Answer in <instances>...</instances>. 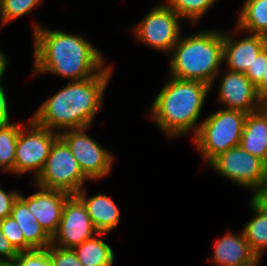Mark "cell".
<instances>
[{
    "mask_svg": "<svg viewBox=\"0 0 267 266\" xmlns=\"http://www.w3.org/2000/svg\"><path fill=\"white\" fill-rule=\"evenodd\" d=\"M239 13L235 31L267 37V0H246Z\"/></svg>",
    "mask_w": 267,
    "mask_h": 266,
    "instance_id": "obj_20",
    "label": "cell"
},
{
    "mask_svg": "<svg viewBox=\"0 0 267 266\" xmlns=\"http://www.w3.org/2000/svg\"><path fill=\"white\" fill-rule=\"evenodd\" d=\"M8 58L5 56V54L0 50V85L2 84V78L3 74L6 71L7 65H8Z\"/></svg>",
    "mask_w": 267,
    "mask_h": 266,
    "instance_id": "obj_34",
    "label": "cell"
},
{
    "mask_svg": "<svg viewBox=\"0 0 267 266\" xmlns=\"http://www.w3.org/2000/svg\"><path fill=\"white\" fill-rule=\"evenodd\" d=\"M264 176H265V181H267V156L266 159L264 160Z\"/></svg>",
    "mask_w": 267,
    "mask_h": 266,
    "instance_id": "obj_37",
    "label": "cell"
},
{
    "mask_svg": "<svg viewBox=\"0 0 267 266\" xmlns=\"http://www.w3.org/2000/svg\"><path fill=\"white\" fill-rule=\"evenodd\" d=\"M259 98L263 101L267 98V70L261 80V83L256 87Z\"/></svg>",
    "mask_w": 267,
    "mask_h": 266,
    "instance_id": "obj_33",
    "label": "cell"
},
{
    "mask_svg": "<svg viewBox=\"0 0 267 266\" xmlns=\"http://www.w3.org/2000/svg\"><path fill=\"white\" fill-rule=\"evenodd\" d=\"M87 128L69 129L59 136L69 146L88 180H98L110 172L114 156L86 133Z\"/></svg>",
    "mask_w": 267,
    "mask_h": 266,
    "instance_id": "obj_10",
    "label": "cell"
},
{
    "mask_svg": "<svg viewBox=\"0 0 267 266\" xmlns=\"http://www.w3.org/2000/svg\"><path fill=\"white\" fill-rule=\"evenodd\" d=\"M43 0H0L1 27L32 11Z\"/></svg>",
    "mask_w": 267,
    "mask_h": 266,
    "instance_id": "obj_24",
    "label": "cell"
},
{
    "mask_svg": "<svg viewBox=\"0 0 267 266\" xmlns=\"http://www.w3.org/2000/svg\"><path fill=\"white\" fill-rule=\"evenodd\" d=\"M87 179L69 146L59 136L51 147L42 171L33 181L36 187L76 195L84 188V181Z\"/></svg>",
    "mask_w": 267,
    "mask_h": 266,
    "instance_id": "obj_6",
    "label": "cell"
},
{
    "mask_svg": "<svg viewBox=\"0 0 267 266\" xmlns=\"http://www.w3.org/2000/svg\"><path fill=\"white\" fill-rule=\"evenodd\" d=\"M259 206L267 211V181L252 194L251 197Z\"/></svg>",
    "mask_w": 267,
    "mask_h": 266,
    "instance_id": "obj_32",
    "label": "cell"
},
{
    "mask_svg": "<svg viewBox=\"0 0 267 266\" xmlns=\"http://www.w3.org/2000/svg\"><path fill=\"white\" fill-rule=\"evenodd\" d=\"M267 70V46L258 54L255 61L252 65L249 66L245 75L248 77L250 82L257 87L263 76L265 71Z\"/></svg>",
    "mask_w": 267,
    "mask_h": 266,
    "instance_id": "obj_28",
    "label": "cell"
},
{
    "mask_svg": "<svg viewBox=\"0 0 267 266\" xmlns=\"http://www.w3.org/2000/svg\"><path fill=\"white\" fill-rule=\"evenodd\" d=\"M18 223L25 238V251L47 249L51 237L41 227L27 204L18 196L13 204L11 215Z\"/></svg>",
    "mask_w": 267,
    "mask_h": 266,
    "instance_id": "obj_17",
    "label": "cell"
},
{
    "mask_svg": "<svg viewBox=\"0 0 267 266\" xmlns=\"http://www.w3.org/2000/svg\"><path fill=\"white\" fill-rule=\"evenodd\" d=\"M112 75L111 66L82 81L69 83L44 101L32 119L42 127L58 132L89 127L101 110L103 95ZM57 128V130H55ZM61 129H63L61 131Z\"/></svg>",
    "mask_w": 267,
    "mask_h": 266,
    "instance_id": "obj_2",
    "label": "cell"
},
{
    "mask_svg": "<svg viewBox=\"0 0 267 266\" xmlns=\"http://www.w3.org/2000/svg\"><path fill=\"white\" fill-rule=\"evenodd\" d=\"M105 234H95L93 238L87 239L73 248L83 266H112L114 264L113 250L101 239L102 235L105 236Z\"/></svg>",
    "mask_w": 267,
    "mask_h": 266,
    "instance_id": "obj_19",
    "label": "cell"
},
{
    "mask_svg": "<svg viewBox=\"0 0 267 266\" xmlns=\"http://www.w3.org/2000/svg\"><path fill=\"white\" fill-rule=\"evenodd\" d=\"M218 101L225 109L239 110L245 113L258 111L262 107L256 87L244 73L227 70L220 80Z\"/></svg>",
    "mask_w": 267,
    "mask_h": 266,
    "instance_id": "obj_12",
    "label": "cell"
},
{
    "mask_svg": "<svg viewBox=\"0 0 267 266\" xmlns=\"http://www.w3.org/2000/svg\"><path fill=\"white\" fill-rule=\"evenodd\" d=\"M217 0H166L165 3L180 17L197 24Z\"/></svg>",
    "mask_w": 267,
    "mask_h": 266,
    "instance_id": "obj_23",
    "label": "cell"
},
{
    "mask_svg": "<svg viewBox=\"0 0 267 266\" xmlns=\"http://www.w3.org/2000/svg\"><path fill=\"white\" fill-rule=\"evenodd\" d=\"M18 196V191L13 190L12 192H6L0 186V220H3L7 216L11 215L13 204Z\"/></svg>",
    "mask_w": 267,
    "mask_h": 266,
    "instance_id": "obj_29",
    "label": "cell"
},
{
    "mask_svg": "<svg viewBox=\"0 0 267 266\" xmlns=\"http://www.w3.org/2000/svg\"><path fill=\"white\" fill-rule=\"evenodd\" d=\"M255 216L242 229L251 250L261 260L267 249V211L252 198L250 201Z\"/></svg>",
    "mask_w": 267,
    "mask_h": 266,
    "instance_id": "obj_21",
    "label": "cell"
},
{
    "mask_svg": "<svg viewBox=\"0 0 267 266\" xmlns=\"http://www.w3.org/2000/svg\"><path fill=\"white\" fill-rule=\"evenodd\" d=\"M156 5L134 26L136 38L161 52H171L180 37V17L165 3Z\"/></svg>",
    "mask_w": 267,
    "mask_h": 266,
    "instance_id": "obj_8",
    "label": "cell"
},
{
    "mask_svg": "<svg viewBox=\"0 0 267 266\" xmlns=\"http://www.w3.org/2000/svg\"><path fill=\"white\" fill-rule=\"evenodd\" d=\"M212 86L170 77L151 104V119L170 137L196 134L204 102Z\"/></svg>",
    "mask_w": 267,
    "mask_h": 266,
    "instance_id": "obj_3",
    "label": "cell"
},
{
    "mask_svg": "<svg viewBox=\"0 0 267 266\" xmlns=\"http://www.w3.org/2000/svg\"><path fill=\"white\" fill-rule=\"evenodd\" d=\"M170 54V76L212 86L223 63V31L203 30L180 36Z\"/></svg>",
    "mask_w": 267,
    "mask_h": 266,
    "instance_id": "obj_4",
    "label": "cell"
},
{
    "mask_svg": "<svg viewBox=\"0 0 267 266\" xmlns=\"http://www.w3.org/2000/svg\"><path fill=\"white\" fill-rule=\"evenodd\" d=\"M22 124L0 125V168L14 174L15 150Z\"/></svg>",
    "mask_w": 267,
    "mask_h": 266,
    "instance_id": "obj_22",
    "label": "cell"
},
{
    "mask_svg": "<svg viewBox=\"0 0 267 266\" xmlns=\"http://www.w3.org/2000/svg\"><path fill=\"white\" fill-rule=\"evenodd\" d=\"M261 110L267 114V98L262 101V107Z\"/></svg>",
    "mask_w": 267,
    "mask_h": 266,
    "instance_id": "obj_36",
    "label": "cell"
},
{
    "mask_svg": "<svg viewBox=\"0 0 267 266\" xmlns=\"http://www.w3.org/2000/svg\"><path fill=\"white\" fill-rule=\"evenodd\" d=\"M0 266H18L15 261L11 262H0Z\"/></svg>",
    "mask_w": 267,
    "mask_h": 266,
    "instance_id": "obj_35",
    "label": "cell"
},
{
    "mask_svg": "<svg viewBox=\"0 0 267 266\" xmlns=\"http://www.w3.org/2000/svg\"><path fill=\"white\" fill-rule=\"evenodd\" d=\"M230 34L223 33V62L225 61L228 70L245 74L258 54L267 46V37L249 34L236 40Z\"/></svg>",
    "mask_w": 267,
    "mask_h": 266,
    "instance_id": "obj_14",
    "label": "cell"
},
{
    "mask_svg": "<svg viewBox=\"0 0 267 266\" xmlns=\"http://www.w3.org/2000/svg\"><path fill=\"white\" fill-rule=\"evenodd\" d=\"M216 266H259L261 260L251 250L243 231L220 237L215 243L213 259Z\"/></svg>",
    "mask_w": 267,
    "mask_h": 266,
    "instance_id": "obj_15",
    "label": "cell"
},
{
    "mask_svg": "<svg viewBox=\"0 0 267 266\" xmlns=\"http://www.w3.org/2000/svg\"><path fill=\"white\" fill-rule=\"evenodd\" d=\"M58 137V132L39 126L30 118L28 125L22 126L19 130L15 150L14 174L22 175L34 171V179H36Z\"/></svg>",
    "mask_w": 267,
    "mask_h": 266,
    "instance_id": "obj_7",
    "label": "cell"
},
{
    "mask_svg": "<svg viewBox=\"0 0 267 266\" xmlns=\"http://www.w3.org/2000/svg\"><path fill=\"white\" fill-rule=\"evenodd\" d=\"M18 252L10 244L9 240L3 235L0 227V262L14 261Z\"/></svg>",
    "mask_w": 267,
    "mask_h": 266,
    "instance_id": "obj_30",
    "label": "cell"
},
{
    "mask_svg": "<svg viewBox=\"0 0 267 266\" xmlns=\"http://www.w3.org/2000/svg\"><path fill=\"white\" fill-rule=\"evenodd\" d=\"M9 116L7 96L4 86L0 85V125L11 123Z\"/></svg>",
    "mask_w": 267,
    "mask_h": 266,
    "instance_id": "obj_31",
    "label": "cell"
},
{
    "mask_svg": "<svg viewBox=\"0 0 267 266\" xmlns=\"http://www.w3.org/2000/svg\"><path fill=\"white\" fill-rule=\"evenodd\" d=\"M14 261L18 266H52L48 255V249H33L18 252Z\"/></svg>",
    "mask_w": 267,
    "mask_h": 266,
    "instance_id": "obj_26",
    "label": "cell"
},
{
    "mask_svg": "<svg viewBox=\"0 0 267 266\" xmlns=\"http://www.w3.org/2000/svg\"><path fill=\"white\" fill-rule=\"evenodd\" d=\"M98 233L83 202L76 195H70L65 201L62 217L57 232L51 238V244L73 249Z\"/></svg>",
    "mask_w": 267,
    "mask_h": 266,
    "instance_id": "obj_11",
    "label": "cell"
},
{
    "mask_svg": "<svg viewBox=\"0 0 267 266\" xmlns=\"http://www.w3.org/2000/svg\"><path fill=\"white\" fill-rule=\"evenodd\" d=\"M47 249L52 266H83L73 249L60 248L52 244Z\"/></svg>",
    "mask_w": 267,
    "mask_h": 266,
    "instance_id": "obj_27",
    "label": "cell"
},
{
    "mask_svg": "<svg viewBox=\"0 0 267 266\" xmlns=\"http://www.w3.org/2000/svg\"><path fill=\"white\" fill-rule=\"evenodd\" d=\"M0 227L3 235L17 252L25 251V238L18 223L12 216L0 220Z\"/></svg>",
    "mask_w": 267,
    "mask_h": 266,
    "instance_id": "obj_25",
    "label": "cell"
},
{
    "mask_svg": "<svg viewBox=\"0 0 267 266\" xmlns=\"http://www.w3.org/2000/svg\"><path fill=\"white\" fill-rule=\"evenodd\" d=\"M83 189L76 196L85 205L95 229L99 233H107L116 228L120 222V211L115 202L102 193L87 197Z\"/></svg>",
    "mask_w": 267,
    "mask_h": 266,
    "instance_id": "obj_16",
    "label": "cell"
},
{
    "mask_svg": "<svg viewBox=\"0 0 267 266\" xmlns=\"http://www.w3.org/2000/svg\"><path fill=\"white\" fill-rule=\"evenodd\" d=\"M246 116L243 111L221 108L200 122L193 140L205 163L240 145Z\"/></svg>",
    "mask_w": 267,
    "mask_h": 266,
    "instance_id": "obj_5",
    "label": "cell"
},
{
    "mask_svg": "<svg viewBox=\"0 0 267 266\" xmlns=\"http://www.w3.org/2000/svg\"><path fill=\"white\" fill-rule=\"evenodd\" d=\"M263 163L238 145L218 155L208 165L227 180L254 193L265 181Z\"/></svg>",
    "mask_w": 267,
    "mask_h": 266,
    "instance_id": "obj_9",
    "label": "cell"
},
{
    "mask_svg": "<svg viewBox=\"0 0 267 266\" xmlns=\"http://www.w3.org/2000/svg\"><path fill=\"white\" fill-rule=\"evenodd\" d=\"M240 145L251 155L266 159L267 115L261 109L247 114Z\"/></svg>",
    "mask_w": 267,
    "mask_h": 266,
    "instance_id": "obj_18",
    "label": "cell"
},
{
    "mask_svg": "<svg viewBox=\"0 0 267 266\" xmlns=\"http://www.w3.org/2000/svg\"><path fill=\"white\" fill-rule=\"evenodd\" d=\"M38 188L37 192L28 197L22 193H19V197L27 204L32 215L52 238L57 232L65 201L70 194L60 190Z\"/></svg>",
    "mask_w": 267,
    "mask_h": 266,
    "instance_id": "obj_13",
    "label": "cell"
},
{
    "mask_svg": "<svg viewBox=\"0 0 267 266\" xmlns=\"http://www.w3.org/2000/svg\"><path fill=\"white\" fill-rule=\"evenodd\" d=\"M34 68L32 76L56 74L71 81H82L101 73L105 68L102 51L82 36L47 29L33 23Z\"/></svg>",
    "mask_w": 267,
    "mask_h": 266,
    "instance_id": "obj_1",
    "label": "cell"
}]
</instances>
